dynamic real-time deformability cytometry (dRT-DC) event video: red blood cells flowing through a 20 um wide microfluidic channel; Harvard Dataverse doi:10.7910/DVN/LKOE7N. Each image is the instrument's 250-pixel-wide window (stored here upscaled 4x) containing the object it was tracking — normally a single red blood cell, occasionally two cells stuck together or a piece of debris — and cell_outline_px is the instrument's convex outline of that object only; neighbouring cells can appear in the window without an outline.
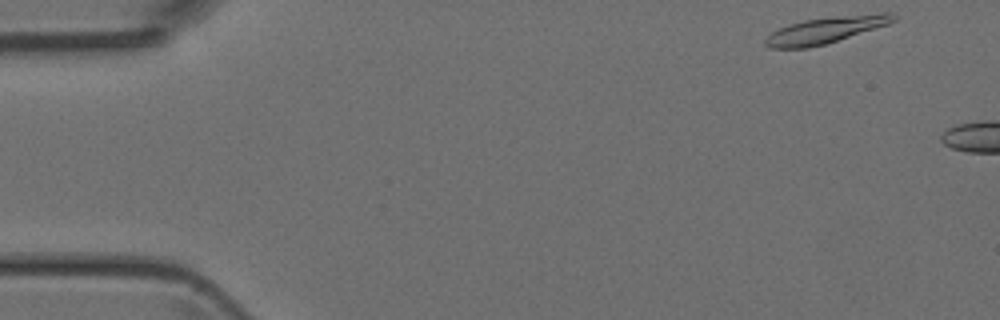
{"species": "Egyptian fruit bat (a non-hibernating species)", "species_latin": "Rousettus aegyptiacus", "temperature_condition": "room temperature", "stored_images_in_passage": 11, "camera_frame_rate_fps": 3000, "um_per_image_px": 0.085, "animal": {"sex": "female"}, "frame": {"image": 1, "passage_image": 1, "time_ms": 0.0, "image_size_px": [1000, 320], "cell_outline_px": [[896, 20], [888, 24], [824, 44], [808, 48], [768, 48], [764, 44], [764, 40], [772, 32], [788, 24], [804, 20], [832, 16], [880, 12], [892, 12], [896, 16]], "centroid_in_image_um": [70.19, 2.53], "position_along_channel_um": 14.8, "area_um2": 19.71}}